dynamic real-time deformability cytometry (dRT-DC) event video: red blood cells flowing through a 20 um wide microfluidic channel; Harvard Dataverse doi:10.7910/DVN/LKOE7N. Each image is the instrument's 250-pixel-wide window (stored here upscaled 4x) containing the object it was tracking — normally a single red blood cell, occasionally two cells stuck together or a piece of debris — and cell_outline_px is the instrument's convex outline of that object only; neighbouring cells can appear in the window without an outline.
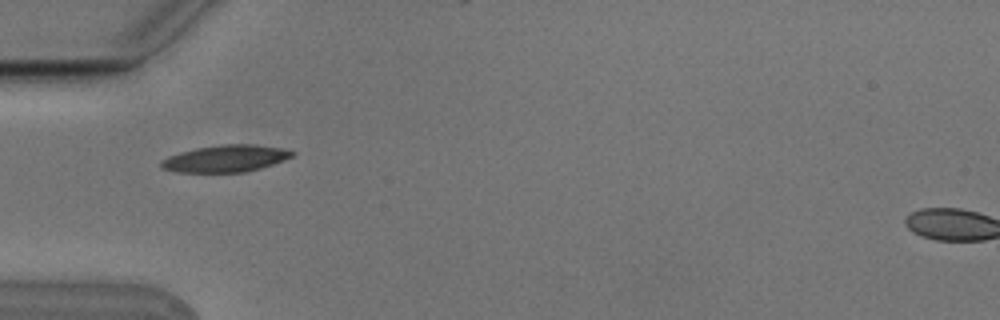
{"species": "Egyptian fruit bat (a non-hibernating species)", "species_latin": "Rousettus aegyptiacus", "temperature_condition": "cold", "stored_images_in_passage": 6, "camera_frame_rate_fps": 3000, "um_per_image_px": 0.085, "animal": {"sex": "male"}, "frame": {"image": 1, "passage_image": 1, "time_ms": 0.0, "image_size_px": [1000, 320], "cell_outline_px": [[296, 152], [292, 156], [284, 160], [260, 168], [244, 172], [180, 172], [164, 168], [160, 164], [160, 160], [168, 156], [180, 152], [196, 148], [220, 144], [256, 144], [280, 148]], "centroid_in_image_um": [19.17, 13.46], "position_along_channel_um": 65.8, "area_um2": 20.4}}
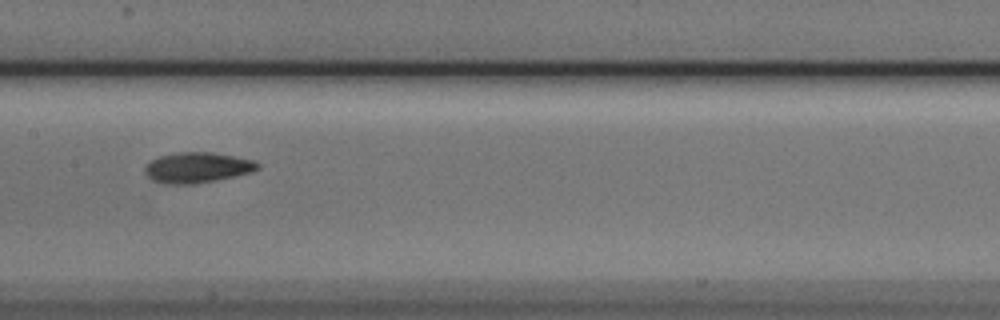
{"frame": {"image": 2, "passage_image": 4, "time_ms": 1.0, "image_size_px": [1000, 320], "cell_outline_px": [[260, 168], [252, 172], [216, 180], [192, 184], [164, 184], [152, 180], [144, 172], [144, 168], [152, 160], [160, 156], [180, 152], [212, 152], [236, 156], [256, 160], [260, 164]], "centroid_in_image_um": [16.81, 14.24], "position_along_channel_um": 190.6, "area_um2": 20.11}}
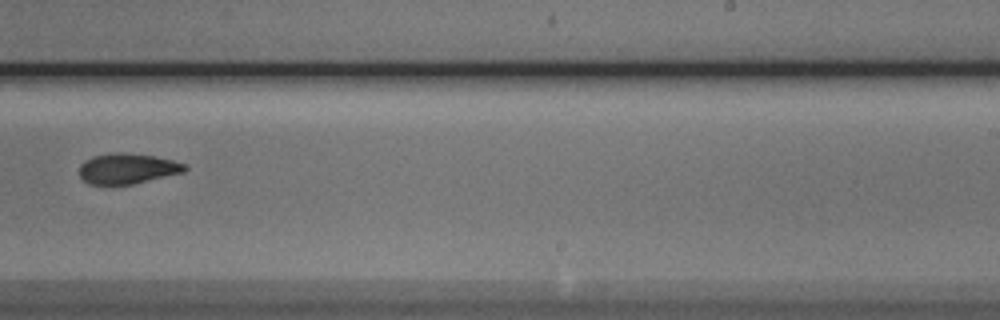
{"frame": {"image": 3, "passage_image": 6, "time_ms": 1.667, "image_size_px": [1000, 320], "cell_outline_px": [[188, 168], [184, 172], [132, 184], [88, 184], [80, 176], [80, 164], [84, 160], [92, 156], [112, 152], [124, 152], [152, 156], [172, 160], [184, 164]], "centroid_in_image_um": [10.8, 14.32], "position_along_channel_um": 278.2, "area_um2": 18.61}}